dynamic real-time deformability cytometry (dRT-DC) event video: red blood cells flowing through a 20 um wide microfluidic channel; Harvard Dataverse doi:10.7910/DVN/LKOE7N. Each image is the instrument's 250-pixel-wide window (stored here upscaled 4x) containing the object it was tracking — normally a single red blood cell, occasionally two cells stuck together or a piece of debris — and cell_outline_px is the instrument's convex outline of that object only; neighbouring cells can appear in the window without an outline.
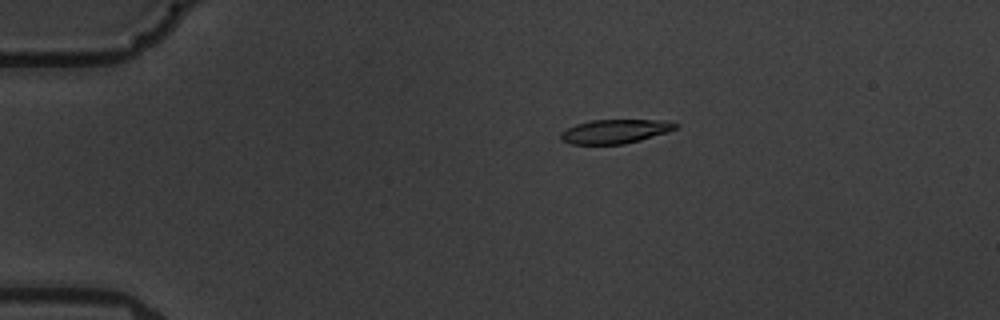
{"species": "common noctule bat (a hibernating species)", "species_latin": "Nyctalus noctula", "temperature_condition": "warm", "stored_images_in_passage": 6, "camera_frame_rate_fps": 3000, "um_per_image_px": 0.085, "animal": {"sex": "male", "body_mass_g": 19.5, "forearm_length_mm": 54.6}, "frame": {"image": 1, "passage_image": 4, "time_ms": 3.667, "image_size_px": [1000, 320], "cell_outline_px": [[680, 124], [676, 128], [668, 132], [640, 140], [624, 144], [572, 144], [560, 140], [560, 132], [576, 124], [592, 120], [664, 120]], "centroid_in_image_um": [52.28, 11.17], "position_along_channel_um": 32.7, "area_um2": 16.07}}